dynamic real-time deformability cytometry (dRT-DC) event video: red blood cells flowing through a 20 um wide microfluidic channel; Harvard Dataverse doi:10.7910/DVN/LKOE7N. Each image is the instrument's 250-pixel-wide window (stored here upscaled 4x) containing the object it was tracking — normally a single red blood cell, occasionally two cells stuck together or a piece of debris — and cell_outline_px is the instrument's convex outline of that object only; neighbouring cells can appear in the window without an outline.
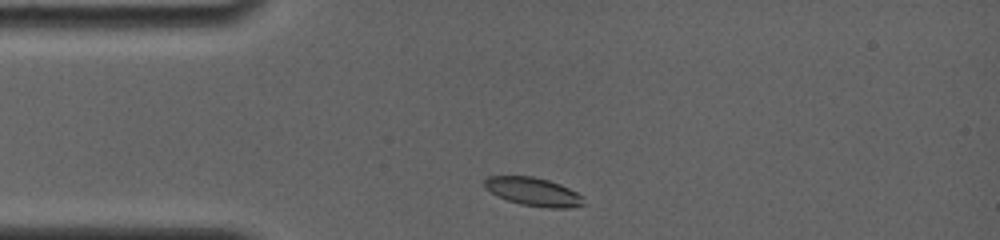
{"species": "common noctule bat (a hibernating species)", "species_latin": "Nyctalus noctula", "temperature_condition": "room temperature", "stored_images_in_passage": 38, "camera_frame_rate_fps": 4000, "um_per_image_px": 0.085, "animal": {"sex": "female", "body_mass_g": 19.0, "forearm_length_mm": 56.7}, "frame": {"image": 1, "passage_image": 1, "time_ms": 0.0, "image_size_px": [1000, 240], "cell_outline_px": [[584, 204], [572, 208], [544, 208], [520, 204], [508, 200], [484, 188], [484, 180], [488, 176], [532, 176], [548, 180], [560, 184], [584, 196]], "centroid_in_image_um": [45.36, 16.3], "position_along_channel_um": 39.6, "area_um2": 16.42}}
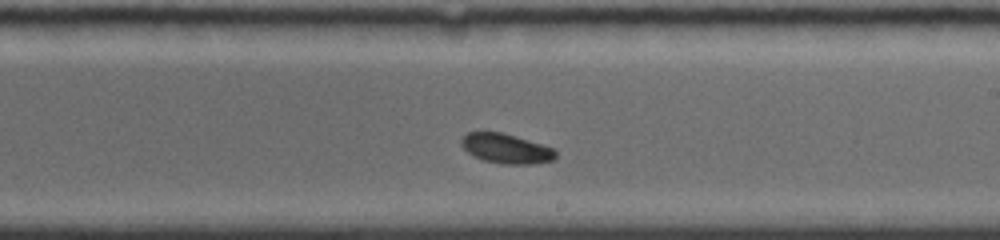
{"frame": {"image": 2, "passage_image": 22, "time_ms": 6.0, "image_size_px": [1000, 240], "cell_outline_px": [[556, 160], [536, 164], [500, 164], [484, 160], [472, 156], [460, 144], [460, 140], [468, 132], [500, 132], [516, 136], [556, 148]], "centroid_in_image_um": [43.07, 12.64], "position_along_channel_um": 245.9, "area_um2": 16.59}}
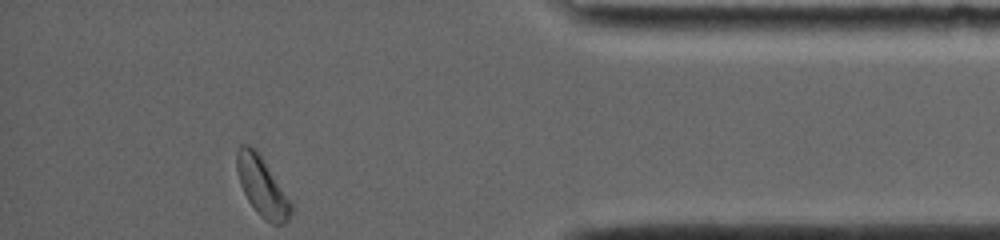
{"frame": {"image": 3, "passage_image": 38, "time_ms": 11.0, "image_size_px": [1000, 240], "cell_outline_px": [[292, 212], [288, 220], [284, 224], [272, 224], [264, 220], [256, 212], [248, 200], [240, 184], [236, 168], [236, 148], [240, 144], [248, 144], [260, 156], [292, 204]], "centroid_in_image_um": [22.24, 15.89], "position_along_channel_um": 413.0, "area_um2": 18.32}, "authors_computed_cell_mechanics": {"area_um2": 16.9354, "velocity_mm_per_s": 3.7844, "shape_relaxation_time_tau1_ms": 1.6166, "shape_relaxation_time_tau2_ms": null, "deformation_change_tau1": 0.0898, "deformation_change_tau2": null}}